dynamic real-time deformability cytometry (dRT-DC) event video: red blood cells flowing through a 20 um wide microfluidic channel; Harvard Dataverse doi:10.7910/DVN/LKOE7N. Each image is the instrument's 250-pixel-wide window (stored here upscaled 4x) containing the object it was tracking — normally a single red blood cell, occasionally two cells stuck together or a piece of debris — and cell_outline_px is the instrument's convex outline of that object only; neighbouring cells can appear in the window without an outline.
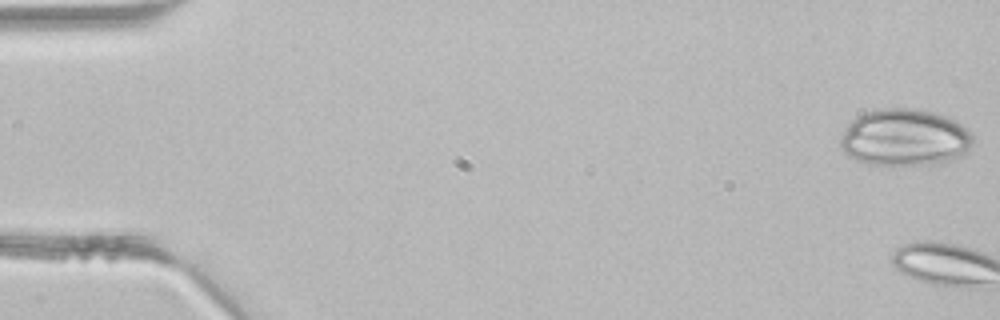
{"species": "common noctule bat (a hibernating species)", "species_latin": "Nyctalus noctula", "temperature_condition": "room temperature", "stored_images_in_passage": 3, "camera_frame_rate_fps": 3000, "um_per_image_px": 0.085, "animal": {"sex": "male", "body_mass_g": 21.5, "forearm_length_mm": 52.0}, "frame": {"image": 1, "passage_image": 1, "time_ms": 0.0, "image_size_px": [1000, 320], "cell_outline_px": [[972, 144], [968, 152], [964, 156], [944, 164], [868, 164], [856, 160], [848, 156], [840, 148], [840, 136], [844, 128], [856, 116], [864, 112], [880, 108], [908, 108], [932, 112], [944, 116], [968, 128], [972, 132]], "centroid_in_image_um": [76.9, 11.7], "position_along_channel_um": 8.1, "area_um2": 44.45}}